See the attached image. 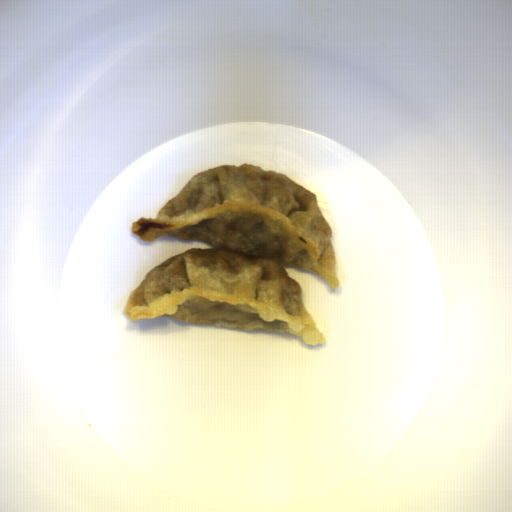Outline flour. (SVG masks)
I'll return each mask as SVG.
<instances>
[{
	"label": "flour",
	"instance_id": "1",
	"mask_svg": "<svg viewBox=\"0 0 512 512\" xmlns=\"http://www.w3.org/2000/svg\"><path fill=\"white\" fill-rule=\"evenodd\" d=\"M131 231L144 242L172 237L212 248L192 247L148 271L123 305L130 322L167 316L326 343L286 266L338 289L333 229L316 194L286 174L249 162L199 171Z\"/></svg>",
	"mask_w": 512,
	"mask_h": 512
}]
</instances>
